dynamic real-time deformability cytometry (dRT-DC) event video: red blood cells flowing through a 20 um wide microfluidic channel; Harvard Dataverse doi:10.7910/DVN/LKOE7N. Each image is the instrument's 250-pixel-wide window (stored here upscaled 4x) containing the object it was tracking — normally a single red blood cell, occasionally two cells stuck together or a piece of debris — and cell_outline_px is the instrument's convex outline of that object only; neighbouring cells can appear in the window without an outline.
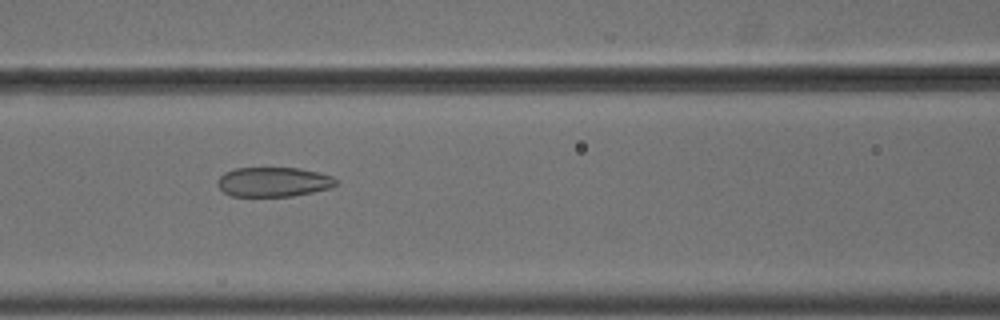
{"species": "common noctule bat (a hibernating species)", "species_latin": "Nyctalus noctula", "temperature_condition": "cold", "stored_images_in_passage": 44, "camera_frame_rate_fps": 3000, "um_per_image_px": 0.085, "animal": {"sex": "male", "body_mass_g": 18.8}, "frame": {"image": 1, "passage_image": 14, "time_ms": 4.333, "image_size_px": [1000, 320], "cell_outline_px": [[336, 184], [332, 188], [292, 196], [232, 196], [224, 192], [216, 184], [216, 180], [224, 172], [236, 168], [300, 168], [320, 172], [332, 176], [336, 180]], "centroid_in_image_um": [23.24, 15.46], "position_along_channel_um": 143.4, "area_um2": 20.52}}
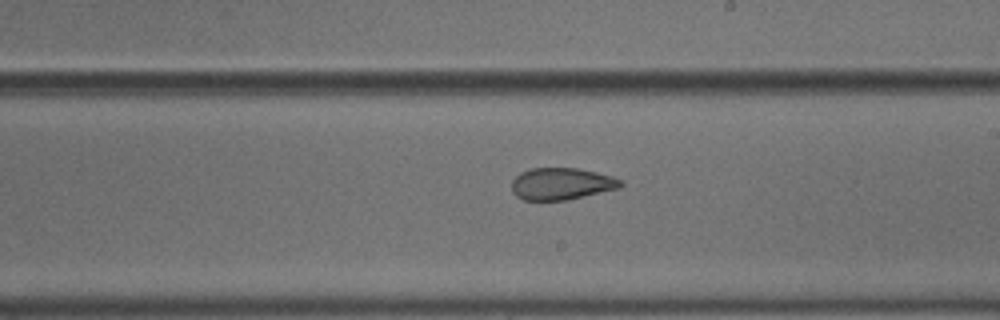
{"frame": {"image": 2, "passage_image": 22, "time_ms": 7.0, "image_size_px": [1000, 320], "cell_outline_px": [[624, 184], [620, 188], [568, 200], [524, 200], [516, 196], [512, 192], [512, 180], [520, 172], [528, 168], [576, 168], [596, 172], [612, 176], [620, 180]], "centroid_in_image_um": [47.71, 15.62], "position_along_channel_um": 241.3, "area_um2": 20.4}}
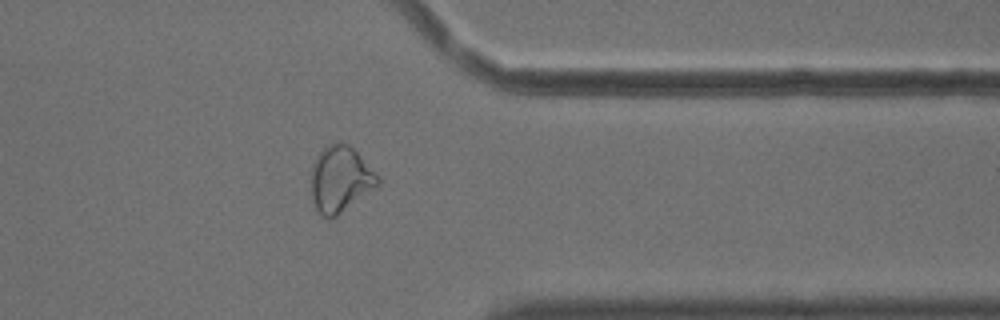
{"frame": {"image": 3, "passage_image": 34, "time_ms": 11.0, "image_size_px": [1000, 320], "cell_outline_px": [[380, 184], [332, 220], [328, 220], [320, 216], [312, 200], [312, 164], [320, 152], [328, 144], [348, 144], [380, 176]], "centroid_in_image_um": [28.93, 15.29], "position_along_channel_um": 382.5, "area_um2": 25.55}, "authors_computed_cell_mechanics": {"area_um2": 23.2067, "velocity_mm_per_s": 3.6708, "shape_relaxation_time_tau1_ms": null, "shape_relaxation_time_tau2_ms": 1.9732, "deformation_change_tau1": null, "deformation_change_tau2": 0.0793}}